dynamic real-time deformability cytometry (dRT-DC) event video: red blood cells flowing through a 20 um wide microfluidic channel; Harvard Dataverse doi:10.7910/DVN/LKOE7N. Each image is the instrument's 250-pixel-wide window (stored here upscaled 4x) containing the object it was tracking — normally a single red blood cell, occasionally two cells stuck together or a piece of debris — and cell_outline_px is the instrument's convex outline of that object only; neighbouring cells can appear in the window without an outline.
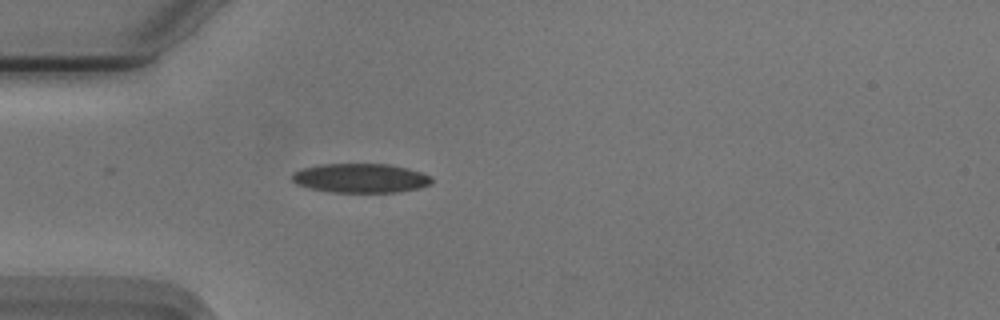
{"species": "Egyptian fruit bat (a non-hibernating species)", "species_latin": "Rousettus aegyptiacus", "temperature_condition": "cold", "stored_images_in_passage": 39, "camera_frame_rate_fps": 3000, "um_per_image_px": 0.085, "animal": {"sex": "male"}, "frame": {"image": 1, "passage_image": 15, "time_ms": 4.667, "image_size_px": [1000, 320], "cell_outline_px": [[432, 184], [420, 188], [396, 192], [332, 192], [308, 188], [296, 184], [292, 180], [292, 176], [296, 172], [304, 168], [320, 164], [392, 164], [408, 168], [432, 176]], "centroid_in_image_um": [30.69, 15.14], "position_along_channel_um": 54.3, "area_um2": 23.81}}
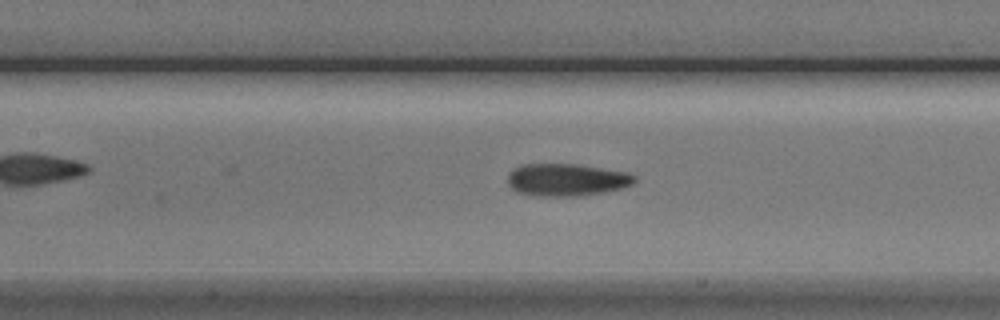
{"frame": {"image": 2, "passage_image": 24, "time_ms": 7.667, "image_size_px": [1000, 320], "cell_outline_px": [[636, 180], [632, 184], [620, 188], [604, 192], [576, 196], [540, 196], [516, 192], [508, 184], [508, 172], [512, 168], [520, 164], [576, 164], [628, 172], [636, 176]], "centroid_in_image_um": [48.12, 15.27], "position_along_channel_um": 159.3, "area_um2": 24.04}}
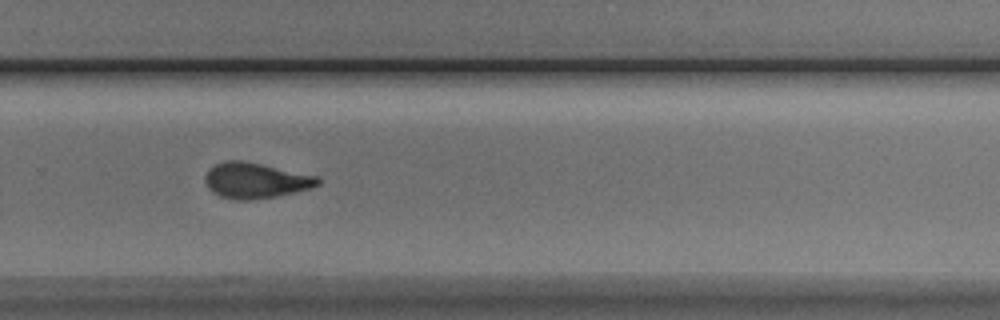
{"frame": {"image": 3, "passage_image": 36, "time_ms": 11.667, "image_size_px": [1000, 320], "cell_outline_px": [[320, 184], [312, 188], [276, 196], [252, 200], [236, 200], [220, 196], [212, 192], [208, 188], [204, 180], [204, 176], [208, 168], [224, 160], [244, 160], [316, 176], [320, 180]], "centroid_in_image_um": [21.67, 15.34], "position_along_channel_um": 308.1, "area_um2": 23.47}}